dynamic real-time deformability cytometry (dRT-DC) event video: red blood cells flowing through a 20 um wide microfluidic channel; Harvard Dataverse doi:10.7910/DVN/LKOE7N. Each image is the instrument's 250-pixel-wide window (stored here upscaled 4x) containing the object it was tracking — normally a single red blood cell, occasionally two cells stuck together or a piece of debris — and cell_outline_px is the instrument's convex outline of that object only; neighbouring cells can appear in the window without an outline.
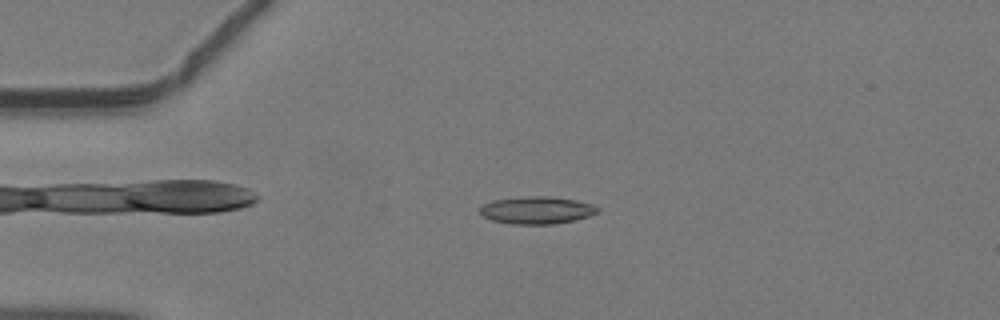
{"species": "common noctule bat (a hibernating species)", "species_latin": "Nyctalus noctula", "temperature_condition": "warm", "stored_images_in_passage": 44, "camera_frame_rate_fps": 3000, "um_per_image_px": 0.085, "animal": {"sex": "male", "body_mass_g": 19.2, "forearm_length_mm": 51.8}, "frame": {"image": 1, "passage_image": 9, "time_ms": 2.667, "image_size_px": [1000, 320], "cell_outline_px": [[600, 212], [576, 220], [556, 224], [512, 224], [492, 220], [484, 216], [480, 212], [480, 208], [484, 204], [492, 200], [528, 196], [548, 196], [576, 200], [592, 204], [600, 208]], "centroid_in_image_um": [45.67, 17.87], "position_along_channel_um": 39.3, "area_um2": 18.84}}
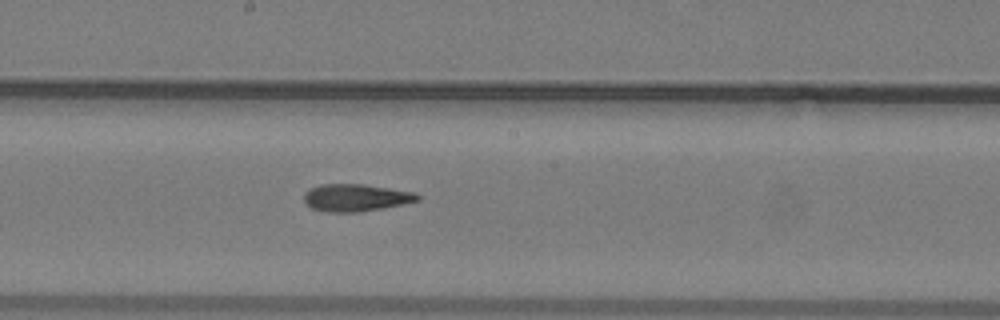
{"frame": {"image": 2, "passage_image": 23, "time_ms": 7.333, "image_size_px": [1000, 320], "cell_outline_px": [[420, 200], [360, 212], [324, 212], [312, 208], [304, 200], [304, 192], [308, 188], [320, 184], [364, 184], [416, 192], [420, 196]], "centroid_in_image_um": [30.21, 16.79], "position_along_channel_um": 218.0, "area_um2": 18.09}}
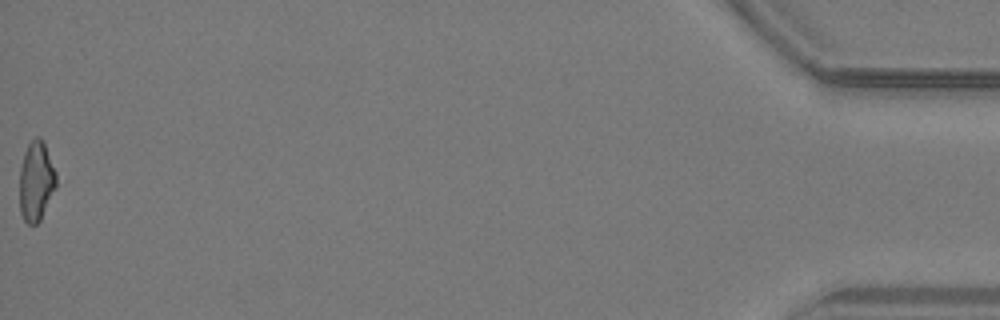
{"frame": {"image": 3, "passage_image": 44, "time_ms": 14.333, "image_size_px": [1000, 320], "cell_outline_px": [[56, 188], [40, 220], [36, 224], [28, 224], [24, 220], [20, 212], [20, 168], [24, 152], [28, 144], [36, 136], [40, 136], [44, 140], [56, 172]], "centroid_in_image_um": [3.08, 15.37], "position_along_channel_um": 432.1, "area_um2": 17.17}}